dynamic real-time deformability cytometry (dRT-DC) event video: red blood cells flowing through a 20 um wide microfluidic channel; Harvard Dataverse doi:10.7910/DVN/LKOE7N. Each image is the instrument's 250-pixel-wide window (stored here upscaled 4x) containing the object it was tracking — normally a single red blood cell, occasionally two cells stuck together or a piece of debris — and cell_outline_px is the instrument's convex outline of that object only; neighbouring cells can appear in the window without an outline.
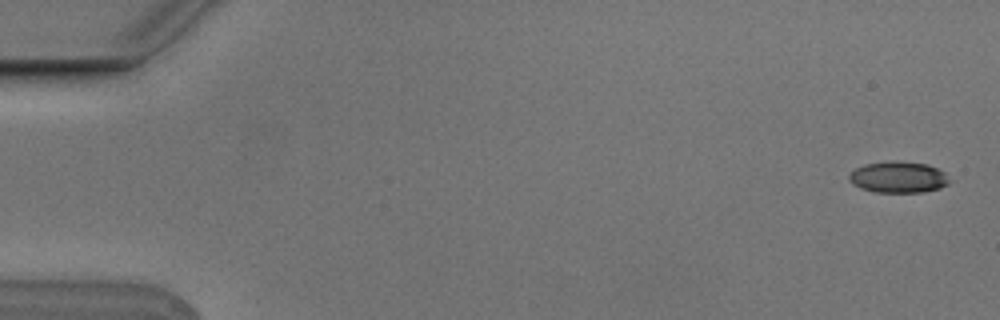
{"species": "Egyptian fruit bat (a non-hibernating species)", "species_latin": "Rousettus aegyptiacus", "temperature_condition": "cold", "stored_images_in_passage": 6, "camera_frame_rate_fps": 3000, "um_per_image_px": 0.085, "animal": {"sex": "male"}, "frame": {"image": 1, "passage_image": 1, "time_ms": 0.0, "image_size_px": [1000, 320], "cell_outline_px": [[948, 184], [940, 188], [920, 192], [876, 192], [860, 188], [852, 184], [848, 180], [848, 176], [856, 168], [864, 164], [896, 160], [928, 164], [944, 172], [948, 180]], "centroid_in_image_um": [76.32, 15.05], "position_along_channel_um": 8.7, "area_um2": 18.26}}
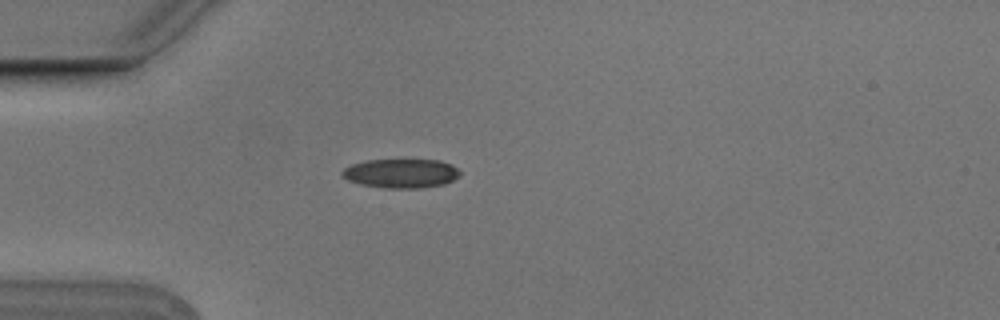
{"frame": {"image": 2, "passage_image": 5, "time_ms": 1.333, "image_size_px": [1000, 320], "cell_outline_px": [[460, 176], [444, 184], [420, 188], [384, 188], [360, 184], [348, 180], [340, 172], [344, 168], [352, 164], [368, 160], [440, 160], [452, 164], [460, 172]], "centroid_in_image_um": [34.1, 14.74], "position_along_channel_um": 50.9, "area_um2": 19.94}}